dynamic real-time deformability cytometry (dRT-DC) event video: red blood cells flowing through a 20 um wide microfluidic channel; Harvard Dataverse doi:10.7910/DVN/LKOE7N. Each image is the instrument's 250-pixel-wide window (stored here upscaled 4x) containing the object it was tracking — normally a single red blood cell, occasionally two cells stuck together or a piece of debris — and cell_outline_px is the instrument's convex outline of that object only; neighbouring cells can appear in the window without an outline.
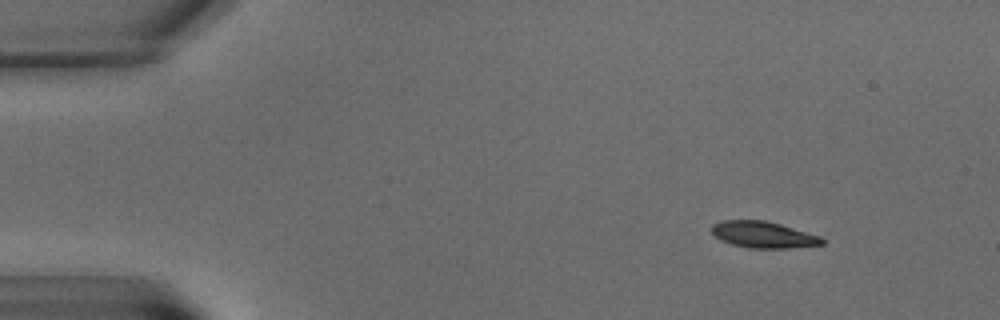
{"species": "common noctule bat (a hibernating species)", "species_latin": "Nyctalus noctula", "temperature_condition": "warm", "stored_images_in_passage": 9, "camera_frame_rate_fps": 3000, "um_per_image_px": 0.085, "animal": {"sex": "male", "body_mass_g": 15.6}, "frame": {"image": 1, "passage_image": 3, "time_ms": 2.333, "image_size_px": [1000, 320], "cell_outline_px": [[824, 244], [788, 248], [748, 248], [732, 244], [720, 240], [712, 232], [712, 224], [724, 220], [764, 220], [780, 224], [820, 236], [824, 240]], "centroid_in_image_um": [64.87, 19.95], "position_along_channel_um": 20.1, "area_um2": 16.88}}
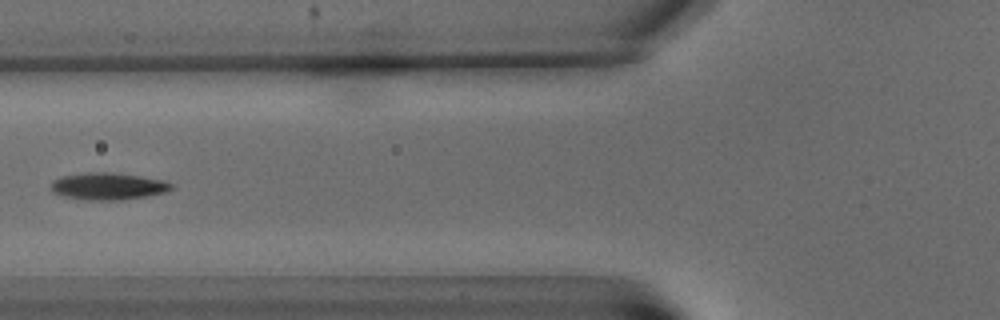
{"frame": {"image": 2, "passage_image": 8, "time_ms": 9.0, "image_size_px": [1000, 320], "cell_outline_px": [[172, 188], [168, 192], [120, 200], [88, 200], [64, 196], [52, 192], [48, 188], [52, 180], [60, 176], [88, 172], [112, 172], [140, 176], [164, 180], [172, 184]], "centroid_in_image_um": [9.13, 15.82], "position_along_channel_um": 116.7, "area_um2": 19.13}}
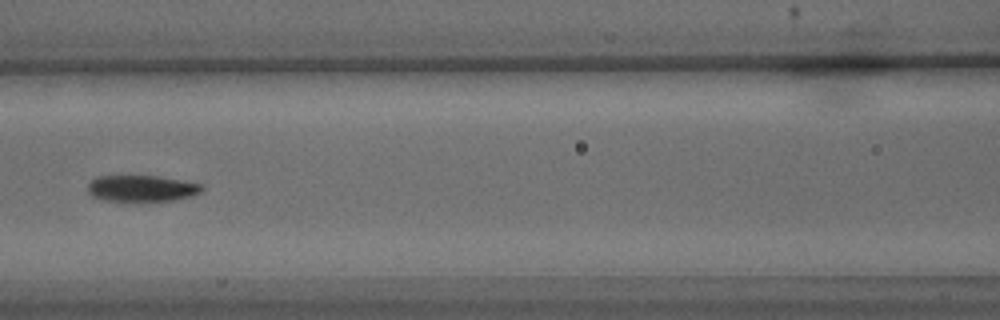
{"frame": {"image": 3, "passage_image": 9, "time_ms": 10.333, "image_size_px": [1000, 320], "cell_outline_px": [[204, 188], [200, 192], [176, 200], [140, 204], [132, 204], [100, 200], [92, 196], [88, 192], [88, 184], [96, 176], [156, 176], [204, 184]], "centroid_in_image_um": [12.0, 16.07], "position_along_channel_um": 154.6, "area_um2": 18.44}}